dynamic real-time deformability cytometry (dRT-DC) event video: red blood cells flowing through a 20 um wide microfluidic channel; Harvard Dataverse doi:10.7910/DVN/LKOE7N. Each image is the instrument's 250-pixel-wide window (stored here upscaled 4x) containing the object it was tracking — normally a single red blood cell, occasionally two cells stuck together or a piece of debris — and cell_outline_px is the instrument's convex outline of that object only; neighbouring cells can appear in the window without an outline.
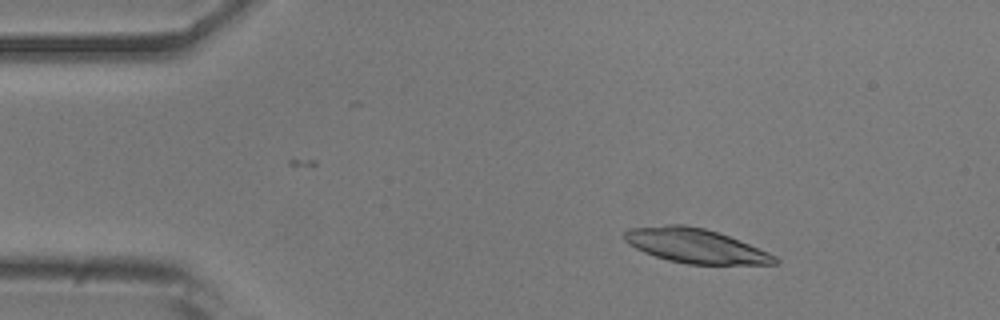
{"species": "common noctule bat (a hibernating species)", "species_latin": "Nyctalus noctula", "temperature_condition": "room temperature", "stored_images_in_passage": 51, "camera_frame_rate_fps": 3000, "um_per_image_px": 0.085, "animal": {"sex": "male", "body_mass_g": 20.5, "forearm_length_mm": 52.5}, "frame": {"image": 1, "passage_image": 7, "time_ms": 2.0, "image_size_px": [1000, 320], "cell_outline_px": [[780, 260], [776, 264], [688, 264], [668, 260], [644, 252], [628, 244], [624, 240], [624, 232], [628, 228], [668, 224], [684, 224], [704, 228], [728, 236], [768, 252], [776, 256]], "centroid_in_image_um": [59.08, 20.89], "position_along_channel_um": 25.9, "area_um2": 29.94}}
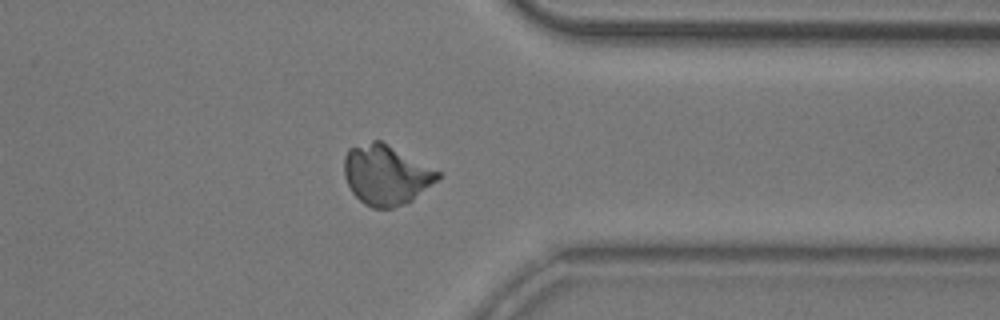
{"frame": {"image": 2, "passage_image": 40, "time_ms": 13.0, "image_size_px": [1000, 320], "cell_outline_px": [[440, 176], [436, 180], [412, 200], [404, 204], [392, 208], [372, 208], [364, 204], [352, 192], [344, 176], [344, 156], [348, 148], [372, 140], [380, 140], [440, 172]], "centroid_in_image_um": [32.76, 14.86], "position_along_channel_um": 378.6, "area_um2": 32.31}}
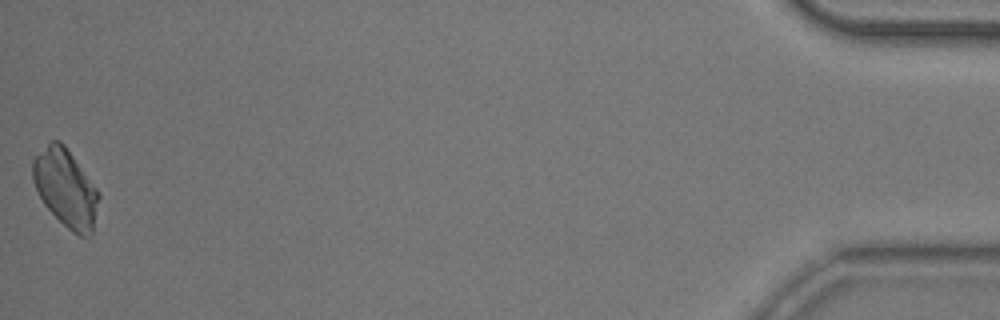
{"frame": {"image": 3, "passage_image": 51, "time_ms": 16.667, "image_size_px": [1000, 320], "cell_outline_px": [[100, 196], [92, 232], [88, 236], [80, 236], [72, 232], [44, 204], [32, 180], [32, 160], [52, 140], [60, 140], [64, 144], [100, 192]], "centroid_in_image_um": [5.6, 15.98], "position_along_channel_um": 429.6, "area_um2": 29.48}}